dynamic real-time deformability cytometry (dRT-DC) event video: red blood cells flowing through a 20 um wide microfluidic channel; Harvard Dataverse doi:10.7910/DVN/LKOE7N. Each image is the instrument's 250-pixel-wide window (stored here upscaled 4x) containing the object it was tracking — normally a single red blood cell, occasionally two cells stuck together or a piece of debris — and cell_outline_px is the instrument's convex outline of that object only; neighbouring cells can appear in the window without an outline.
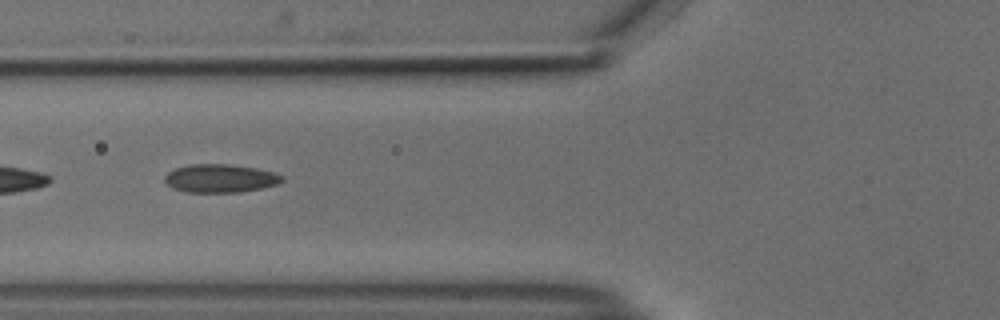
{"species": "common noctule bat (a hibernating species)", "species_latin": "Nyctalus noctula", "temperature_condition": "cold", "stored_images_in_passage": 48, "segment_of_instrument_passage": [2, 2], "camera_frame_rate_fps": 3000, "um_per_image_px": 0.085, "animal": {"sex": "male", "body_mass_g": 18.8}, "frame": {"image": 1, "passage_image": 15, "time_ms": 4.667, "image_size_px": [1000, 320], "cell_outline_px": [[284, 180], [276, 184], [260, 188], [240, 192], [184, 192], [172, 188], [164, 180], [164, 176], [168, 172], [176, 168], [188, 164], [228, 164], [256, 168], [272, 172], [284, 176]], "centroid_in_image_um": [18.69, 15.16], "position_along_channel_um": 107.1, "area_um2": 19.31}}
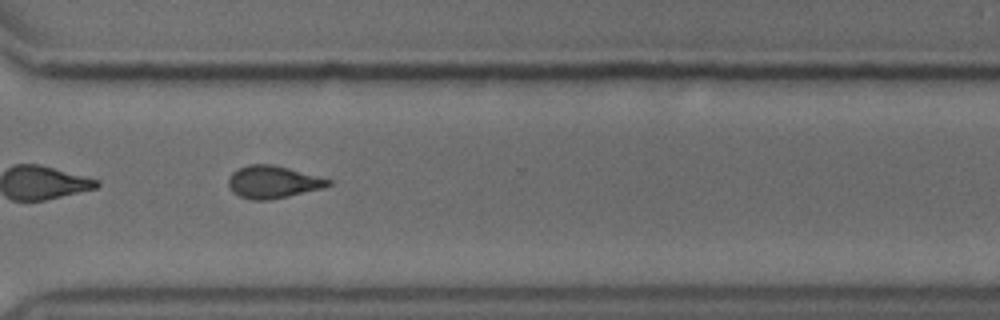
{"frame": {"image": 2, "passage_image": 34, "time_ms": 11.0, "image_size_px": [1000, 320], "cell_outline_px": [[332, 184], [324, 188], [288, 196], [268, 200], [252, 200], [240, 196], [232, 192], [228, 184], [228, 180], [232, 172], [248, 164], [272, 164], [288, 168], [332, 180]], "centroid_in_image_um": [23.2, 15.47], "position_along_channel_um": 347.4, "area_um2": 18.79}}
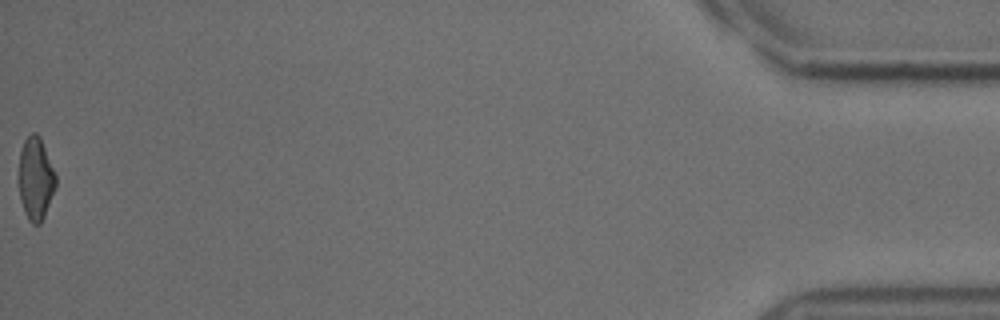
{"frame": {"image": 3, "passage_image": 48, "time_ms": 15.667, "image_size_px": [1000, 320], "cell_outline_px": [[56, 188], [44, 216], [40, 224], [32, 224], [28, 220], [24, 212], [20, 196], [20, 152], [24, 140], [32, 132], [36, 132], [40, 136], [56, 176]], "centroid_in_image_um": [3.05, 15.19], "position_along_channel_um": 432.2, "area_um2": 17.57}}